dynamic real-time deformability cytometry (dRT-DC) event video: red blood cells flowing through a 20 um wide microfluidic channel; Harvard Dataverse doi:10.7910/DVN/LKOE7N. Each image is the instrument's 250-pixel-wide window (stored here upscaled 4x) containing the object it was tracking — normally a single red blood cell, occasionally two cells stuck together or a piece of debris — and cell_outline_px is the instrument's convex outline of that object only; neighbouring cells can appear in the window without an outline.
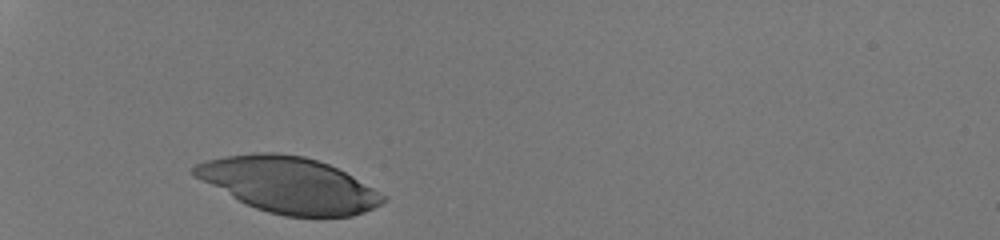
{"species": "human", "species_latin": "Homo sapiens", "temperature_condition": "room temperature", "stored_images_in_passage": 28, "camera_frame_rate_fps": 3000, "um_per_image_px": 0.085, "donor": {"sex": "male"}, "frame": {"image": 1, "passage_image": 1, "time_ms": 0.0, "image_size_px": [1000, 240], "cell_outline_px": [[384, 200], [380, 204], [364, 212], [352, 216], [284, 216], [268, 212], [256, 208], [232, 196], [196, 176], [192, 172], [192, 168], [196, 164], [208, 160], [224, 156], [256, 152], [276, 152], [304, 156], [328, 164], [352, 176], [372, 188], [384, 196]], "centroid_in_image_um": [24.55, 15.7], "position_along_channel_um": 60.5, "area_um2": 59.94}}